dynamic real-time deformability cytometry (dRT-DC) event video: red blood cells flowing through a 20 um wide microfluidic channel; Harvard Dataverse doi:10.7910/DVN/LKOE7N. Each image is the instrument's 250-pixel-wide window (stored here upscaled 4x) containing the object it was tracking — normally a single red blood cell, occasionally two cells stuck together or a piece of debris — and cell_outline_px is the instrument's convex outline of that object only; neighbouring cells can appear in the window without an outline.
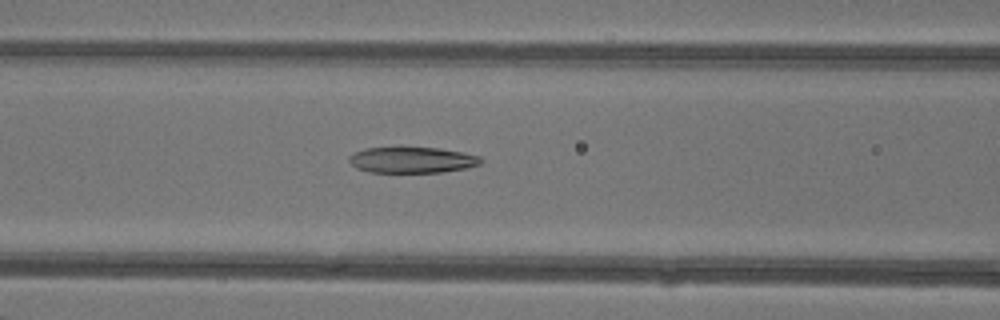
{"species": "common noctule bat (a hibernating species)", "species_latin": "Nyctalus noctula", "temperature_condition": "warm", "stored_images_in_passage": 35, "camera_frame_rate_fps": 3000, "um_per_image_px": 0.085, "animal": {"sex": "female"}, "frame": {"image": 1, "passage_image": 16, "time_ms": 5.0, "image_size_px": [1000, 320], "cell_outline_px": [[484, 160], [480, 164], [468, 168], [444, 172], [368, 172], [356, 168], [348, 160], [348, 156], [364, 148], [440, 148], [464, 152], [480, 156]], "centroid_in_image_um": [35.07, 13.6], "position_along_channel_um": 131.5, "area_um2": 20.0}}
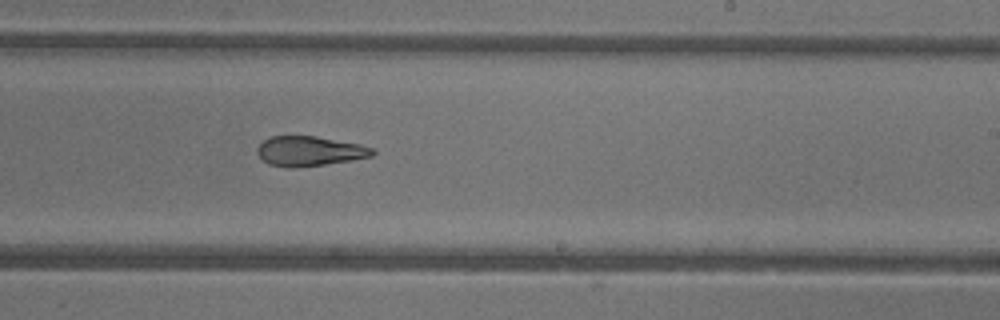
{"frame": {"image": 2, "passage_image": 25, "time_ms": 8.0, "image_size_px": [1000, 320], "cell_outline_px": [[376, 152], [372, 156], [352, 160], [324, 164], [292, 168], [288, 168], [268, 164], [256, 152], [256, 148], [264, 140], [272, 136], [316, 136], [360, 144], [372, 148]], "centroid_in_image_um": [26.3, 12.84], "position_along_channel_um": 262.7, "area_um2": 19.94}}
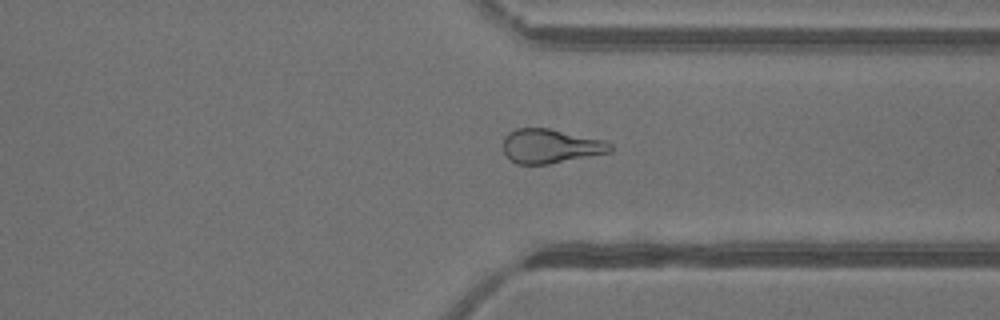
{"frame": {"image": 3, "passage_image": 32, "time_ms": 10.333, "image_size_px": [1000, 320], "cell_outline_px": [[612, 152], [548, 164], [516, 164], [504, 152], [504, 136], [508, 132], [516, 128], [548, 128], [604, 140], [612, 144]], "centroid_in_image_um": [46.8, 12.41], "position_along_channel_um": 364.6, "area_um2": 21.27}}